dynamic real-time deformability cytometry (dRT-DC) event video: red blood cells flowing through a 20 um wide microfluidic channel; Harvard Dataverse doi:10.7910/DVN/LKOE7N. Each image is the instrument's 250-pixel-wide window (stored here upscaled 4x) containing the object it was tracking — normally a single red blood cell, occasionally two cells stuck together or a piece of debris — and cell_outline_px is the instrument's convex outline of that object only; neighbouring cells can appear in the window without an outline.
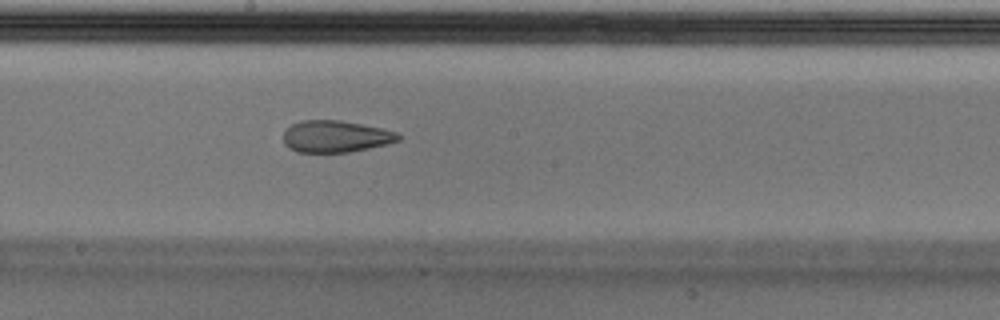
{"species": "Egyptian fruit bat (a non-hibernating species)", "species_latin": "Rousettus aegyptiacus", "temperature_condition": "cold", "stored_images_in_passage": 49, "camera_frame_rate_fps": 3000, "um_per_image_px": 0.085, "animal": {"sex": "male"}, "frame": {"image": 1, "passage_image": 28, "time_ms": 9.0, "image_size_px": [1000, 320], "cell_outline_px": [[404, 136], [400, 140], [388, 144], [348, 152], [296, 152], [288, 148], [284, 144], [284, 132], [292, 124], [300, 120], [340, 120], [380, 128], [396, 132]], "centroid_in_image_um": [28.53, 11.6], "position_along_channel_um": 219.7, "area_um2": 21.33}, "authors_computed_cell_mechanics": {"area_um2": 22.831, "velocity_mm_per_s": 3.7338, "shape_relaxation_time_tau1_ms": null, "shape_relaxation_time_tau2_ms": 2.0421, "deformation_change_tau1": null, "deformation_change_tau2": 0.0909}}